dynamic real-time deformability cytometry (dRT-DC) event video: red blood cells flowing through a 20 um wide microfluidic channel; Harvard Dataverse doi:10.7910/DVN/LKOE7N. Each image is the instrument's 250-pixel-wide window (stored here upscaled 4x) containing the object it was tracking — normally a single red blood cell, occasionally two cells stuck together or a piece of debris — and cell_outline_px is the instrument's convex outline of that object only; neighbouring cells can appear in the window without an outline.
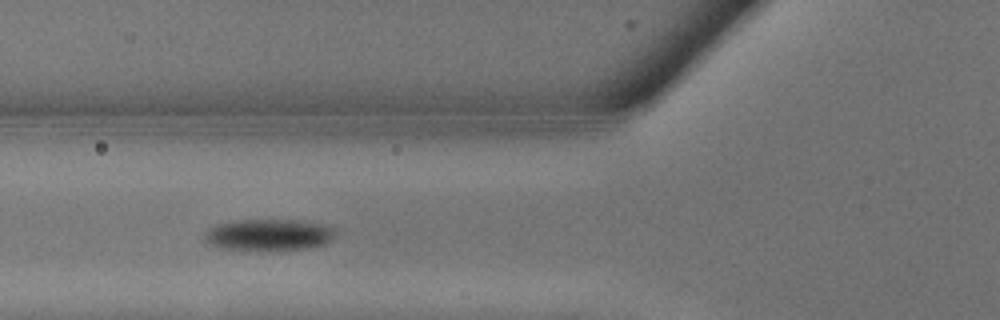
{"species": "common noctule bat (a hibernating species)", "species_latin": "Nyctalus noctula", "temperature_condition": "warm", "stored_images_in_passage": 12, "camera_frame_rate_fps": 3000, "um_per_image_px": 0.085, "animal": {"sex": "male", "body_mass_g": 13.3}, "frame": {"image": 1, "passage_image": 3, "time_ms": 0.667, "image_size_px": [1000, 320], "cell_outline_px": [[336, 232], [332, 240], [324, 244], [308, 248], [220, 248], [204, 240], [204, 232], [208, 228], [216, 224], [236, 220], [296, 220], [332, 224], [336, 228]], "centroid_in_image_um": [22.91, 19.9], "position_along_channel_um": 102.9, "area_um2": 23.7}}
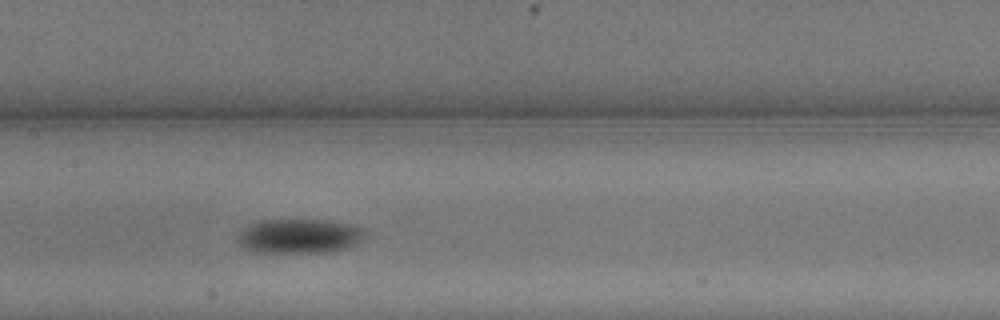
{"frame": {"image": 2, "passage_image": 6, "time_ms": 1.667, "image_size_px": [1000, 320], "cell_outline_px": [[364, 232], [352, 244], [344, 248], [324, 252], [260, 252], [244, 248], [236, 240], [240, 232], [248, 224], [260, 220], [328, 220], [352, 224], [360, 228]], "centroid_in_image_um": [25.33, 20.05], "position_along_channel_um": 182.1, "area_um2": 24.97}}